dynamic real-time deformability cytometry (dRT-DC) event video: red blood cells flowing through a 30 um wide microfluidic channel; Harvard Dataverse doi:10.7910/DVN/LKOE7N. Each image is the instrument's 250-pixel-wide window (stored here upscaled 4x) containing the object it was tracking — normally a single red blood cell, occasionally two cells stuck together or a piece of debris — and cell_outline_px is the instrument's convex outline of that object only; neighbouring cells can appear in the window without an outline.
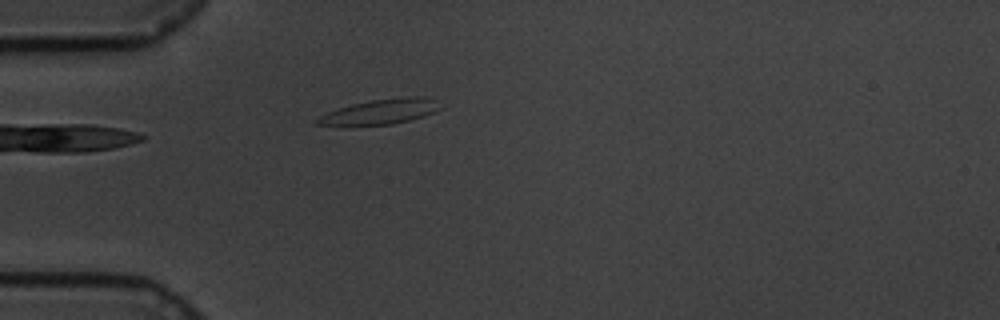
{"species": "common noctule bat (a hibernating species)", "species_latin": "Nyctalus noctula", "temperature_condition": "cold", "stored_images_in_passage": 44, "camera_frame_rate_fps": 3000, "um_per_image_px": 0.085, "animal": {"sex": "male", "body_mass_g": 19.5, "forearm_length_mm": 54.6}, "frame": {"image": 1, "passage_image": 1, "time_ms": 0.0, "image_size_px": [1000, 320], "cell_outline_px": [[440, 108], [424, 116], [392, 124], [344, 128], [316, 124], [312, 120], [328, 112], [352, 104], [372, 100], [408, 96], [428, 96]], "centroid_in_image_um": [32.18, 9.54], "position_along_channel_um": 52.8, "area_um2": 18.32}}
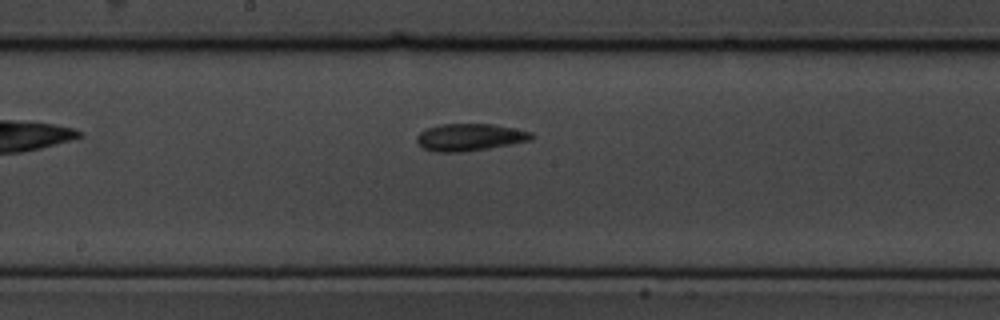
{"frame": {"image": 2, "passage_image": 16, "time_ms": 5.0, "image_size_px": [1000, 320], "cell_outline_px": [[536, 136], [532, 140], [512, 144], [488, 148], [460, 152], [436, 152], [424, 148], [416, 140], [416, 136], [420, 132], [428, 128], [440, 124], [492, 124], [532, 132]], "centroid_in_image_um": [39.96, 11.66], "position_along_channel_um": 208.2, "area_um2": 18.09}}
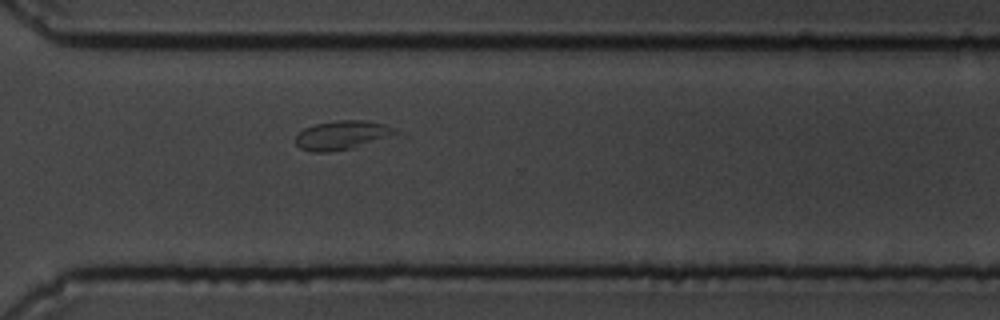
{"frame": {"image": 3, "passage_image": 28, "time_ms": 9.0, "image_size_px": [1000, 320], "cell_outline_px": [[404, 136], [352, 148], [328, 152], [312, 152], [300, 148], [296, 144], [296, 136], [304, 128], [316, 124], [336, 120], [364, 120], [384, 124], [396, 128], [404, 132]], "centroid_in_image_um": [29.27, 11.49], "position_along_channel_um": 341.3, "area_um2": 17.63}, "authors_computed_cell_mechanics": {"area_um2": 17.5134, "velocity_mm_per_s": 3.3233, "shape_relaxation_time_tau1_ms": null, "shape_relaxation_time_tau2_ms": 1.7635, "deformation_change_tau1": null, "deformation_change_tau2": 0.0709}}